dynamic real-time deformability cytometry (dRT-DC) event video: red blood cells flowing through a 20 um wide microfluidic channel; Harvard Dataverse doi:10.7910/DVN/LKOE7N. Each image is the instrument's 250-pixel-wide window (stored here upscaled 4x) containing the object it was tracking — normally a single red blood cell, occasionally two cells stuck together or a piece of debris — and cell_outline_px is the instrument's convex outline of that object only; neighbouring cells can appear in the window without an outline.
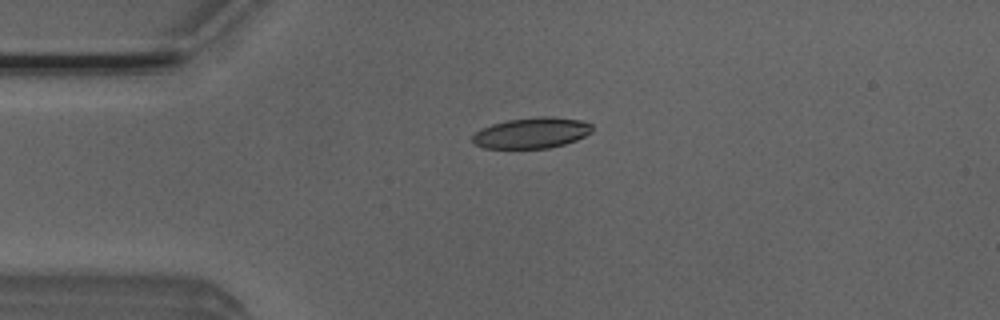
{"species": "Egyptian fruit bat (a non-hibernating species)", "species_latin": "Rousettus aegyptiacus", "temperature_condition": "room temperature", "stored_images_in_passage": 5, "camera_frame_rate_fps": 3000, "um_per_image_px": 0.085, "animal": {"sex": "male"}, "frame": {"image": 1, "passage_image": 2, "time_ms": 0.333, "image_size_px": [1000, 320], "cell_outline_px": [[592, 132], [576, 140], [564, 144], [548, 148], [484, 148], [476, 144], [472, 140], [472, 136], [476, 132], [492, 124], [508, 120], [540, 116], [552, 116], [580, 120], [592, 124]], "centroid_in_image_um": [45.22, 11.29], "position_along_channel_um": 39.8, "area_um2": 21.33}}